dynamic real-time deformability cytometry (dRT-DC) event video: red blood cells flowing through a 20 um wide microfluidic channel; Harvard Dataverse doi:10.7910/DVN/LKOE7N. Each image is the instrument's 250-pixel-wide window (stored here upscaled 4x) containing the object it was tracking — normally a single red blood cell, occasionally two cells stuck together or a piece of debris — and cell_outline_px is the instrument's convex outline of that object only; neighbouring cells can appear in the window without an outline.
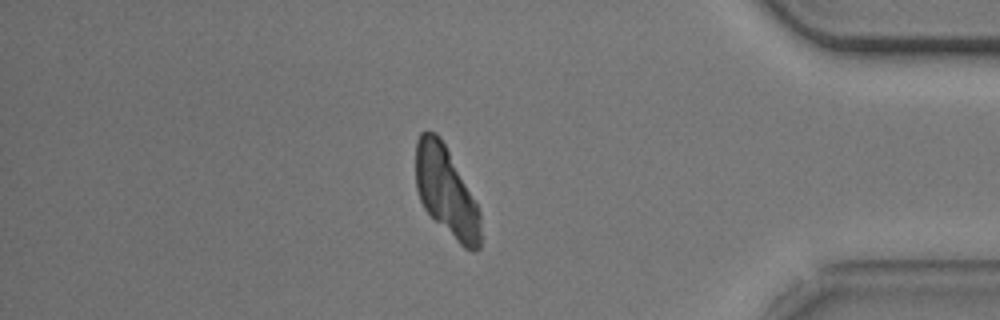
{"species": "common noctule bat (a hibernating species)", "species_latin": "Nyctalus noctula", "temperature_condition": "cold", "stored_images_in_passage": 38, "camera_frame_rate_fps": 3000, "um_per_image_px": 0.085, "animal": {"sex": "male", "body_mass_g": 20.5, "forearm_length_mm": 52.5}, "frame": {"image": 1, "passage_image": 30, "time_ms": 9.667, "image_size_px": [1000, 320], "cell_outline_px": [[480, 248], [464, 248], [424, 208], [420, 200], [416, 188], [416, 140], [420, 132], [436, 132], [440, 136], [476, 204], [480, 212]], "centroid_in_image_um": [37.89, 16.25], "position_along_channel_um": 397.3, "area_um2": 32.77}}